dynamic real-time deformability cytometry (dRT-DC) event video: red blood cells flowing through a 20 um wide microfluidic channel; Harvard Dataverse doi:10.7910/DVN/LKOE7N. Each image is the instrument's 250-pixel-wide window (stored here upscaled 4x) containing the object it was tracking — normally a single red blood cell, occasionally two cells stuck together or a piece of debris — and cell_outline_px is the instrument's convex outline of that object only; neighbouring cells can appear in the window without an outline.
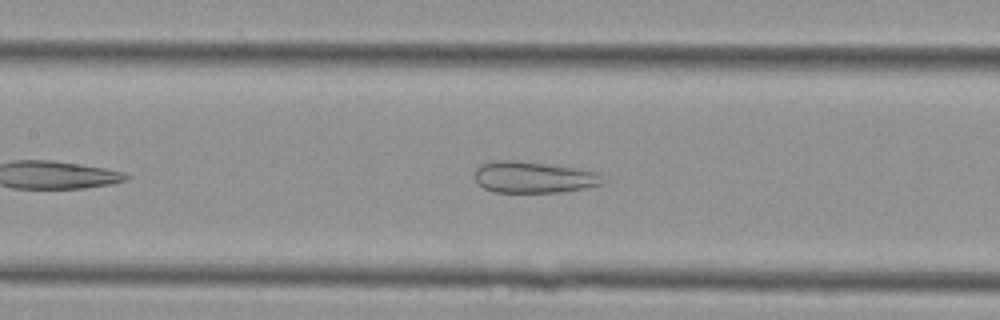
{"species": "Egyptian fruit bat (a non-hibernating species)", "species_latin": "Rousettus aegyptiacus", "temperature_condition": "cold", "stored_images_in_passage": 32, "camera_frame_rate_fps": 3000, "um_per_image_px": 0.085, "animal": {"sex": "female"}, "frame": {"image": 1, "passage_image": 10, "time_ms": 3.0, "image_size_px": [1000, 320], "cell_outline_px": [[600, 184], [584, 188], [556, 192], [492, 192], [484, 188], [476, 180], [476, 168], [480, 164], [496, 160], [516, 160], [576, 168], [600, 172]], "centroid_in_image_um": [45.3, 15.05], "position_along_channel_um": 162.1, "area_um2": 23.12}}